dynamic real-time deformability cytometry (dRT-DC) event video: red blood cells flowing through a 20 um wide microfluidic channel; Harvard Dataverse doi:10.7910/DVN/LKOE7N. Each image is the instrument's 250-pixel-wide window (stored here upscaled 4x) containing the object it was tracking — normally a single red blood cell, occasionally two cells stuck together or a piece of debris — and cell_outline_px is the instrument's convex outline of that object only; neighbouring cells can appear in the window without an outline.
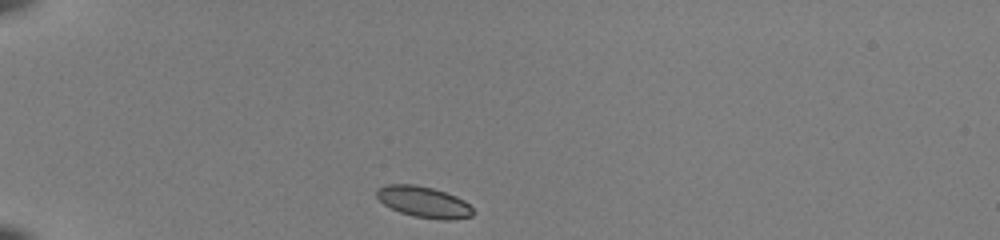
{"species": "common noctule bat (a hibernating species)", "species_latin": "Nyctalus noctula", "temperature_condition": "room temperature", "stored_images_in_passage": 38, "camera_frame_rate_fps": 3000, "um_per_image_px": 0.085, "animal": {"sex": "female", "body_mass_g": 22.0, "forearm_length_mm": 56.7}, "frame": {"image": 1, "passage_image": 1, "time_ms": 0.0, "image_size_px": [1000, 240], "cell_outline_px": [[476, 212], [472, 216], [452, 220], [444, 220], [412, 216], [400, 212], [384, 204], [376, 196], [376, 188], [384, 184], [416, 184], [432, 188], [456, 196], [464, 200]], "centroid_in_image_um": [36.01, 17.16], "position_along_channel_um": 49.0, "area_um2": 17.57}}
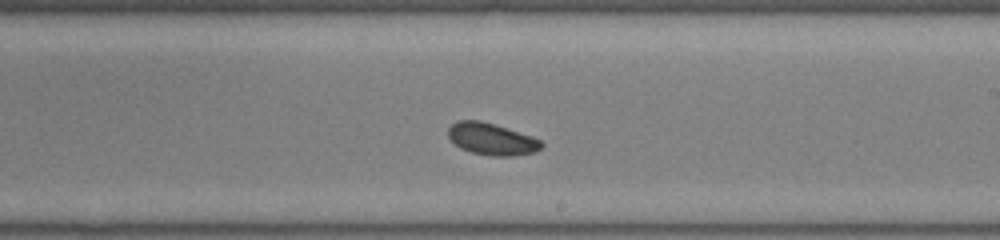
{"frame": {"image": 2, "passage_image": 19, "time_ms": 6.0, "image_size_px": [1000, 240], "cell_outline_px": [[544, 144], [536, 152], [512, 156], [492, 156], [472, 152], [460, 148], [448, 136], [448, 128], [456, 120], [480, 120], [532, 136], [540, 140]], "centroid_in_image_um": [41.79, 11.82], "position_along_channel_um": 247.2, "area_um2": 17.22}}
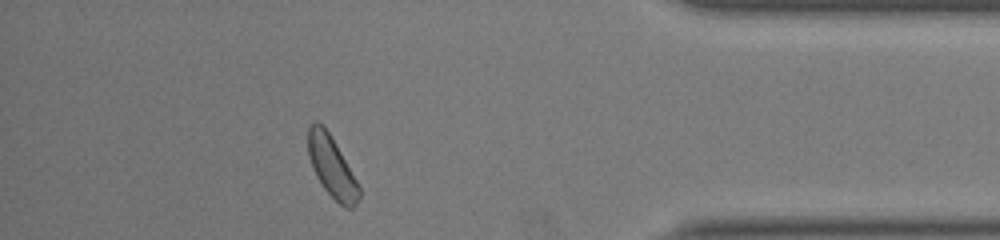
{"frame": {"image": 3, "passage_image": 33, "time_ms": 10.667, "image_size_px": [1000, 240], "cell_outline_px": [[360, 196], [356, 204], [352, 208], [344, 208], [324, 188], [316, 176], [312, 168], [308, 156], [308, 128], [316, 120], [328, 132], [336, 144], [356, 180], [360, 188]], "centroid_in_image_um": [28.19, 14.2], "position_along_channel_um": 407.0, "area_um2": 17.74}, "authors_computed_cell_mechanics": {"area_um2": 17.5712, "velocity_mm_per_s": 3.963, "shape_relaxation_time_tau1_ms": 3.1339, "shape_relaxation_time_tau2_ms": null, "deformation_change_tau1": 0.0798, "deformation_change_tau2": null}}